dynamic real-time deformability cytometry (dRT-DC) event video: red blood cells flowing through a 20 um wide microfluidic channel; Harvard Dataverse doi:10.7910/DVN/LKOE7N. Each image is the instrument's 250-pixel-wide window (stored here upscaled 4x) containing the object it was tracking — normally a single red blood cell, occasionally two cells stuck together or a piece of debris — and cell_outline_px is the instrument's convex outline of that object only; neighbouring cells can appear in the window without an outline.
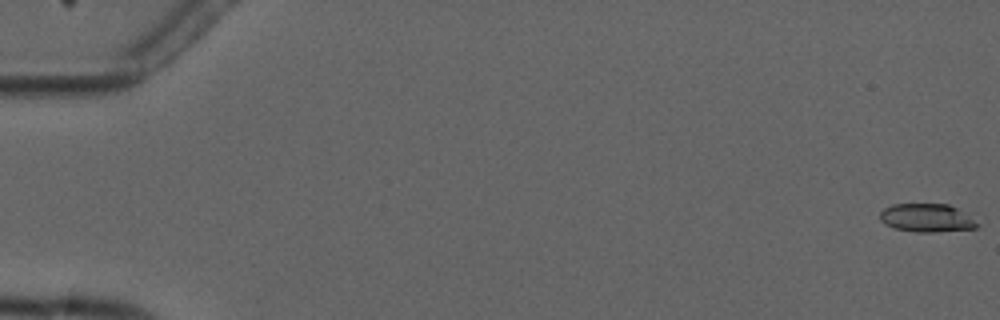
{"species": "common noctule bat (a hibernating species)", "species_latin": "Nyctalus noctula", "temperature_condition": "cold", "stored_images_in_passage": 16, "camera_frame_rate_fps": 3000, "um_per_image_px": 0.085, "animal": {"sex": "male", "forearm_length_mm": 52.5}, "frame": {"image": 1, "passage_image": 1, "time_ms": 0.0, "image_size_px": [1000, 320], "cell_outline_px": [[980, 224], [976, 228], [936, 232], [916, 232], [896, 228], [884, 224], [880, 220], [880, 212], [884, 208], [892, 204], [948, 204], [956, 208]], "centroid_in_image_um": [78.74, 18.52], "position_along_channel_um": 6.3, "area_um2": 15.9}}
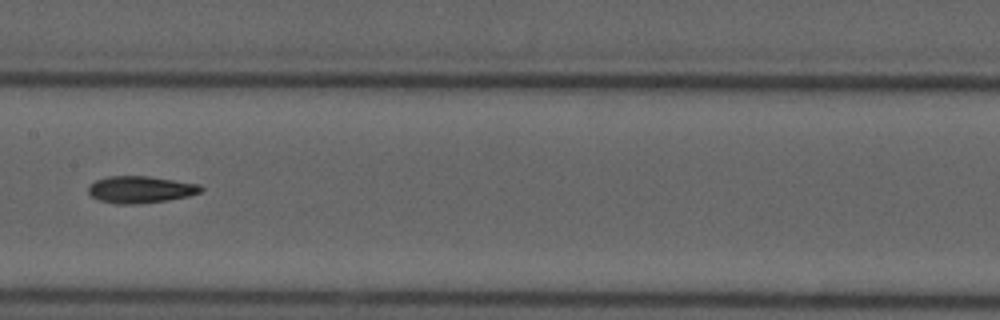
{"frame": {"image": 2, "passage_image": 9, "time_ms": 9.333, "image_size_px": [1000, 320], "cell_outline_px": [[204, 188], [200, 192], [188, 196], [168, 200], [136, 204], [116, 204], [100, 200], [92, 196], [88, 192], [88, 188], [96, 180], [108, 176], [148, 176], [200, 184]], "centroid_in_image_um": [11.96, 16.11], "position_along_channel_um": 195.4, "area_um2": 17.57}}
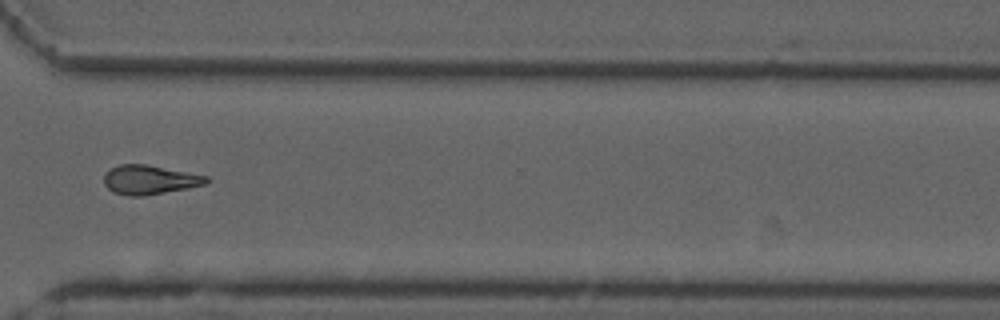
{"frame": {"image": 3, "passage_image": 13, "time_ms": 13.667, "image_size_px": [1000, 320], "cell_outline_px": [[212, 180], [204, 184], [188, 188], [144, 196], [128, 196], [112, 192], [104, 184], [104, 176], [112, 168], [120, 164], [144, 164], [208, 176]], "centroid_in_image_um": [12.72, 15.29], "position_along_channel_um": 357.9, "area_um2": 17.28}, "authors_computed_cell_mechanics": {"area_um2": 16.9932, "velocity_mm_per_s": 3.7657, "shape_relaxation_time_tau1_ms": 6.3853, "shape_relaxation_time_tau2_ms": 4.8558, "deformation_change_tau1": 0.1389, "deformation_change_tau2": 0.1199}}